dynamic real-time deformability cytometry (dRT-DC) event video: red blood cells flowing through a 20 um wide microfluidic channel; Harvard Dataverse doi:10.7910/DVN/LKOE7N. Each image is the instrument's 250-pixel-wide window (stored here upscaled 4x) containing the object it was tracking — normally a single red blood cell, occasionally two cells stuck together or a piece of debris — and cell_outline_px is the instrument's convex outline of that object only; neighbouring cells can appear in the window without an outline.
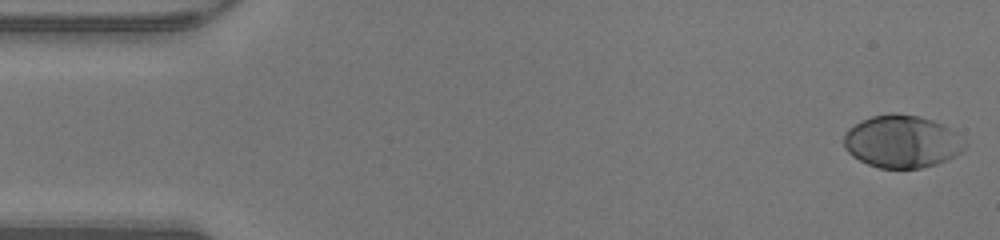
{"species": "human", "species_latin": "Homo sapiens", "temperature_condition": "warm", "stored_images_in_passage": 48, "camera_frame_rate_fps": 3000, "um_per_image_px": 0.085, "donor": {"sex": "male"}, "frame": {"image": 1, "passage_image": 1, "time_ms": 0.0, "image_size_px": [1000, 240], "cell_outline_px": [[968, 144], [956, 156], [936, 164], [920, 168], [880, 168], [868, 164], [852, 156], [844, 148], [844, 136], [848, 128], [872, 116], [892, 112], [896, 112], [920, 116], [932, 120], [948, 128]], "centroid_in_image_um": [76.65, 12.03], "position_along_channel_um": 8.4, "area_um2": 36.88}}
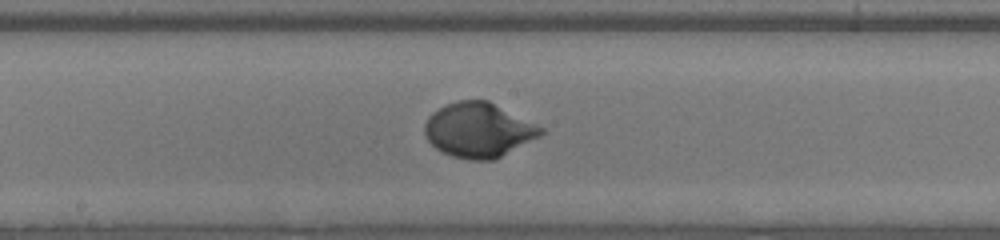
{"frame": {"image": 2, "passage_image": 25, "time_ms": 8.0, "image_size_px": [1000, 240], "cell_outline_px": [[544, 132], [540, 136], [496, 160], [468, 160], [452, 156], [440, 152], [428, 140], [424, 132], [424, 124], [428, 116], [432, 112], [444, 104], [456, 100], [488, 100], [544, 128]], "centroid_in_image_um": [40.65, 11.06], "position_along_channel_um": 207.5, "area_um2": 37.28}}
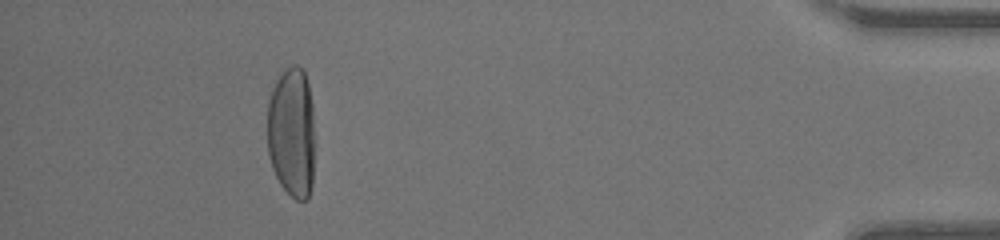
{"frame": {"image": 3, "passage_image": 44, "time_ms": 14.333, "image_size_px": [1000, 240], "cell_outline_px": [[312, 184], [308, 196], [304, 200], [296, 200], [280, 184], [272, 168], [268, 152], [268, 100], [272, 88], [276, 80], [284, 68], [292, 64], [296, 64], [304, 72], [308, 84], [312, 104]], "centroid_in_image_um": [24.76, 11.21], "position_along_channel_um": 410.4, "area_um2": 35.78}, "authors_computed_cell_mechanics": {"area_um2": 35.7782, "velocity_mm_per_s": 4.2307, "shape_relaxation_time_tau1_ms": 2.8627, "shape_relaxation_time_tau2_ms": null, "deformation_change_tau1": 0.213, "deformation_change_tau2": null}}